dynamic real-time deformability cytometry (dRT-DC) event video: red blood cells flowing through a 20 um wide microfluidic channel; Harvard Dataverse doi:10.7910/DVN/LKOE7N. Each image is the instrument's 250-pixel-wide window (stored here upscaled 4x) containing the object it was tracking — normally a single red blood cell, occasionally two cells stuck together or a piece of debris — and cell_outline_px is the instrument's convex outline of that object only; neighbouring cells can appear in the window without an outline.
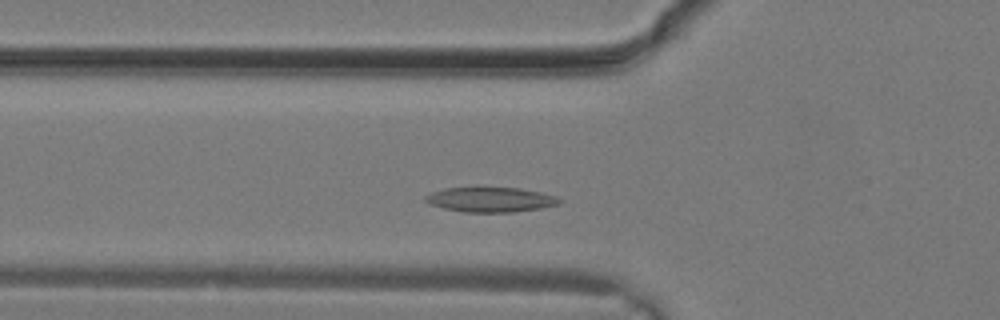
{"species": "common noctule bat (a hibernating species)", "species_latin": "Nyctalus noctula", "temperature_condition": "warm", "stored_images_in_passage": 9, "camera_frame_rate_fps": 3000, "um_per_image_px": 0.085, "animal": {"sex": "male", "body_mass_g": 19.2, "forearm_length_mm": 51.8}, "frame": {"image": 1, "passage_image": 3, "time_ms": 0.667, "image_size_px": [1000, 320], "cell_outline_px": [[560, 204], [540, 208], [512, 212], [464, 212], [444, 208], [428, 204], [424, 200], [424, 196], [432, 192], [444, 188], [520, 188], [556, 196], [560, 200]], "centroid_in_image_um": [41.65, 16.97], "position_along_channel_um": 84.1, "area_um2": 19.19}}
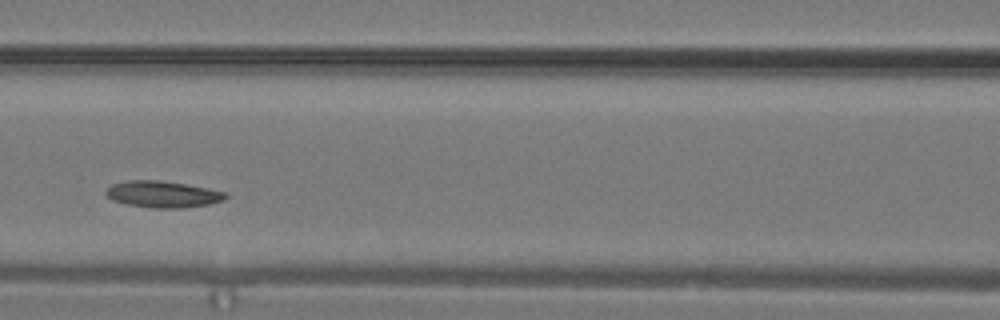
{"frame": {"image": 2, "passage_image": 6, "time_ms": 1.667, "image_size_px": [1000, 320], "cell_outline_px": [[228, 196], [224, 200], [208, 204], [184, 208], [152, 208], [128, 204], [112, 200], [104, 192], [112, 184], [128, 180], [160, 180], [208, 188], [228, 192]], "centroid_in_image_um": [13.86, 16.51], "position_along_channel_um": 152.7, "area_um2": 18.5}}
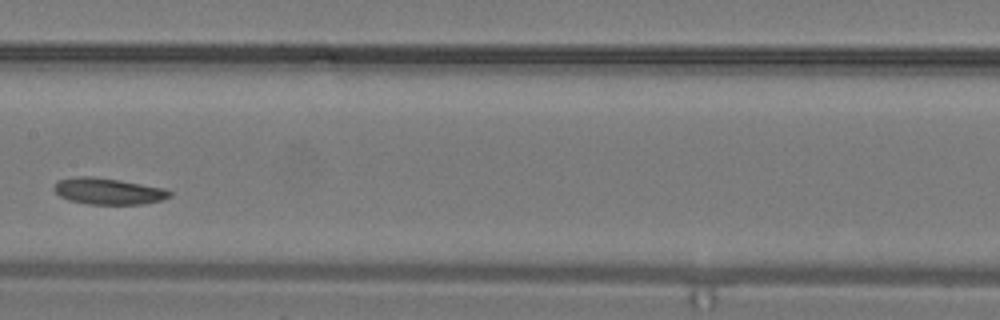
{"frame": {"image": 3, "passage_image": 8, "time_ms": 2.333, "image_size_px": [1000, 320], "cell_outline_px": [[172, 196], [160, 200], [140, 204], [88, 204], [68, 200], [60, 196], [52, 188], [52, 184], [60, 180], [76, 176], [92, 176], [120, 180], [164, 188], [172, 192]], "centroid_in_image_um": [9.17, 16.24], "position_along_channel_um": 198.2, "area_um2": 17.8}}